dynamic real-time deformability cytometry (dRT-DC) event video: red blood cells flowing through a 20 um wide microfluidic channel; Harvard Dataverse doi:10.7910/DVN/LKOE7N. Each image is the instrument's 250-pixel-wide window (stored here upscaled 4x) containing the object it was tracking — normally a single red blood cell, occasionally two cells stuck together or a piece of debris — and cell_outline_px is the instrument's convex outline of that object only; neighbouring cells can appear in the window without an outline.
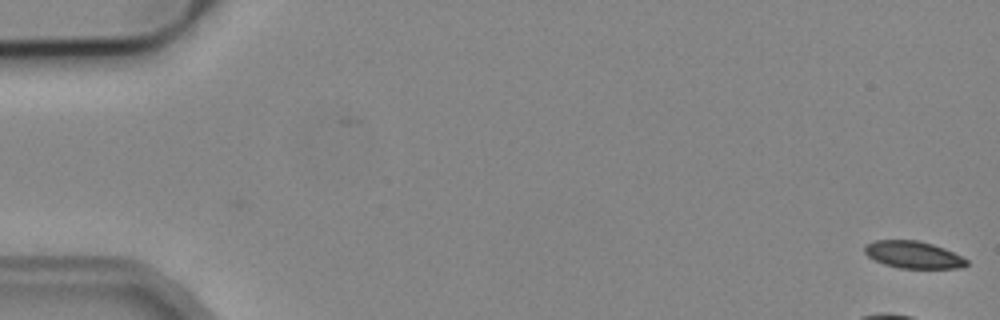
{"species": "common noctule bat (a hibernating species)", "species_latin": "Nyctalus noctula", "temperature_condition": "cold", "stored_images_in_passage": 13, "camera_frame_rate_fps": 3000, "um_per_image_px": 0.085, "animal": {"sex": "male", "body_mass_g": 19.2, "forearm_length_mm": 51.8}, "frame": {"image": 1, "passage_image": 1, "time_ms": 0.0, "image_size_px": [1000, 320], "cell_outline_px": [[968, 264], [960, 268], [900, 268], [884, 264], [868, 256], [864, 252], [864, 244], [876, 240], [916, 240], [932, 244], [944, 248], [968, 260]], "centroid_in_image_um": [77.6, 21.65], "position_along_channel_um": 7.4, "area_um2": 16.01}}